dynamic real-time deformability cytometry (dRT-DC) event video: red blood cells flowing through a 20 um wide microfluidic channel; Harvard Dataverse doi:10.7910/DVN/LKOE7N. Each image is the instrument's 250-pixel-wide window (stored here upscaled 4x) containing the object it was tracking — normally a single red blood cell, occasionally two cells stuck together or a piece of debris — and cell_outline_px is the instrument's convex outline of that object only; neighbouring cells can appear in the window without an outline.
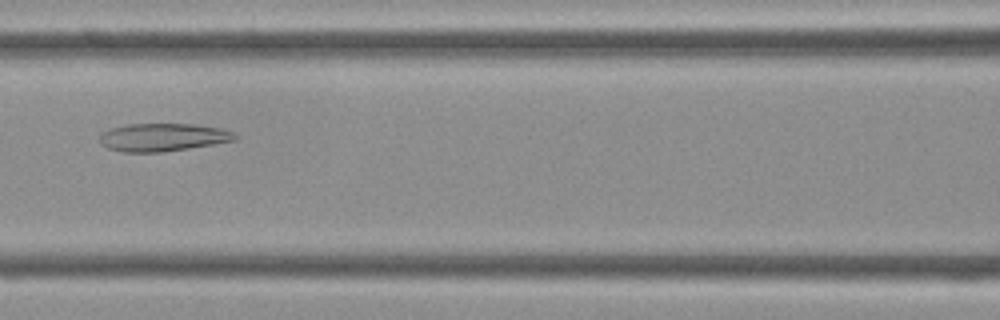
{"species": "Egyptian fruit bat (a non-hibernating species)", "species_latin": "Rousettus aegyptiacus", "temperature_condition": "cold", "stored_images_in_passage": 31, "camera_frame_rate_fps": 3000, "um_per_image_px": 0.085, "frame": {"image": 1, "passage_image": 6, "time_ms": 1.667, "image_size_px": [1000, 320], "cell_outline_px": [[240, 136], [236, 140], [164, 152], [124, 152], [108, 148], [100, 144], [100, 132], [112, 128], [128, 124], [192, 124], [220, 128], [232, 132]], "centroid_in_image_um": [13.83, 11.67], "position_along_channel_um": 152.8, "area_um2": 21.96}}
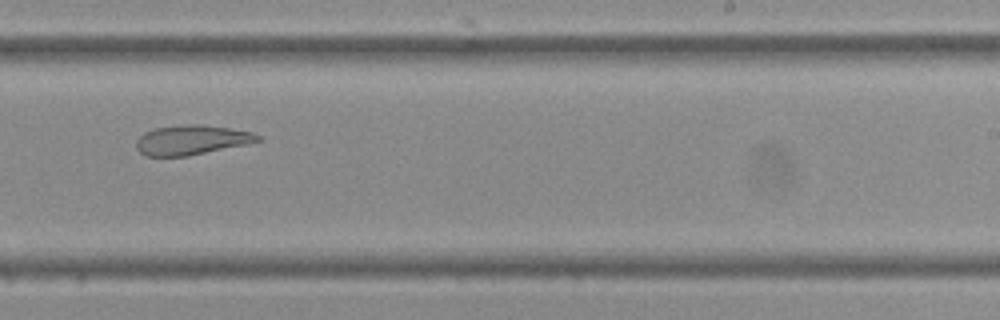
{"frame": {"image": 2, "passage_image": 14, "time_ms": 4.333, "image_size_px": [1000, 320], "cell_outline_px": [[264, 140], [248, 144], [188, 156], [144, 156], [136, 148], [136, 140], [144, 132], [156, 128], [188, 124], [200, 124], [228, 128], [252, 132], [260, 136]], "centroid_in_image_um": [16.3, 11.9], "position_along_channel_um": 272.7, "area_um2": 21.04}}
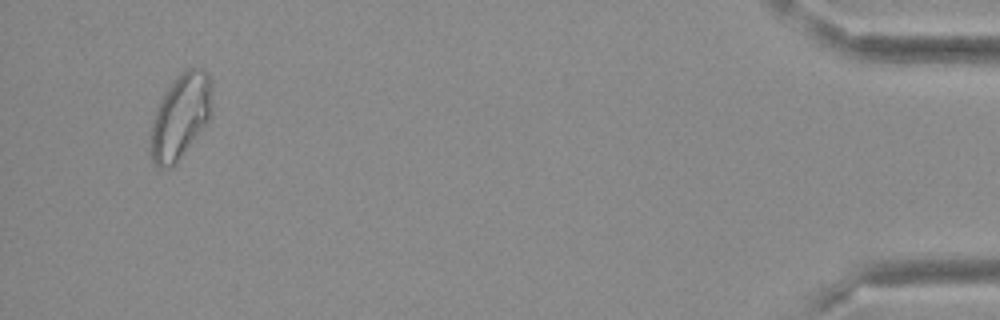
{"frame": {"image": 3, "passage_image": 29, "time_ms": 9.333, "image_size_px": [1000, 320], "cell_outline_px": [[212, 116], [176, 164], [172, 168], [156, 168], [152, 160], [148, 148], [152, 120], [156, 108], [160, 100], [172, 80], [180, 72], [188, 68], [204, 68], [208, 72], [212, 80]], "centroid_in_image_um": [15.34, 9.9], "position_along_channel_um": 419.9, "area_um2": 31.33}}